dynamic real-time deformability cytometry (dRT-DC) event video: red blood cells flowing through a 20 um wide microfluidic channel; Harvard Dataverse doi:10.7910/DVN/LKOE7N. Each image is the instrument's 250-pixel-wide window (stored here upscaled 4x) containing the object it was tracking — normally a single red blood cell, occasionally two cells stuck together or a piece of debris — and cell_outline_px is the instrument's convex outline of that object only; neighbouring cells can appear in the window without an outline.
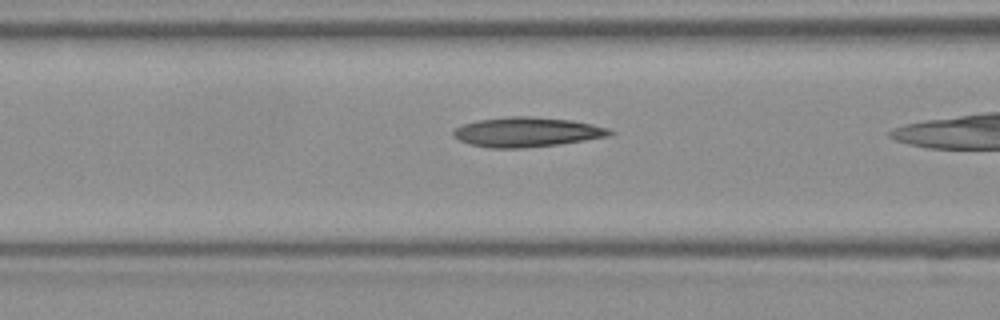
{"species": "Egyptian fruit bat (a non-hibernating species)", "species_latin": "Rousettus aegyptiacus", "temperature_condition": "room temperature", "stored_images_in_passage": 20, "camera_frame_rate_fps": 3000, "um_per_image_px": 0.085, "frame": {"image": 1, "passage_image": 18, "time_ms": 5.667, "image_size_px": [1000, 320], "cell_outline_px": [[616, 132], [612, 136], [560, 144], [524, 148], [488, 148], [468, 144], [452, 136], [452, 132], [456, 128], [464, 124], [476, 120], [512, 116], [532, 116], [572, 120], [592, 124], [608, 128]], "centroid_in_image_um": [44.81, 11.23], "position_along_channel_um": 121.8, "area_um2": 27.34}}